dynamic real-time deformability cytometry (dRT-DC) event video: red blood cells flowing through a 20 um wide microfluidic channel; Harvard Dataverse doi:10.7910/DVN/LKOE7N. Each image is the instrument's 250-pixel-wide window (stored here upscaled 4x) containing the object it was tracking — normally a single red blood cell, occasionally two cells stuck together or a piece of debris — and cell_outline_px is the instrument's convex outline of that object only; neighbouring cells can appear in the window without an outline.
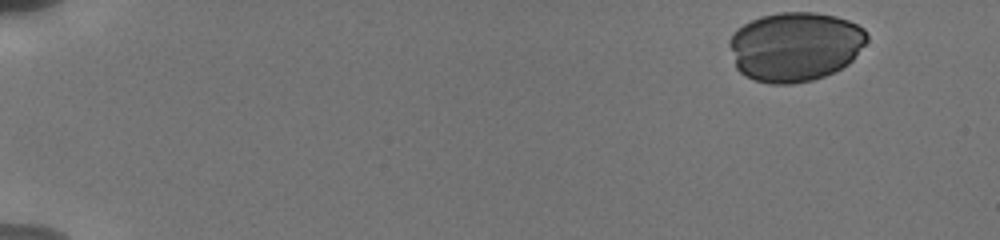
{"species": "human", "species_latin": "Homo sapiens", "temperature_condition": "cold", "stored_images_in_passage": 59, "camera_frame_rate_fps": 3000, "um_per_image_px": 0.085, "donor": {"sex": "male"}, "frame": {"image": 1, "passage_image": 1, "time_ms": 0.0, "image_size_px": [1000, 240], "cell_outline_px": [[868, 40], [852, 60], [848, 64], [824, 76], [812, 80], [792, 84], [772, 84], [756, 80], [744, 76], [736, 68], [728, 44], [728, 40], [732, 32], [736, 28], [760, 16], [780, 12], [816, 12], [836, 16], [848, 20], [864, 28], [868, 36]], "centroid_in_image_um": [67.56, 3.95], "position_along_channel_um": 17.4, "area_um2": 55.95}}
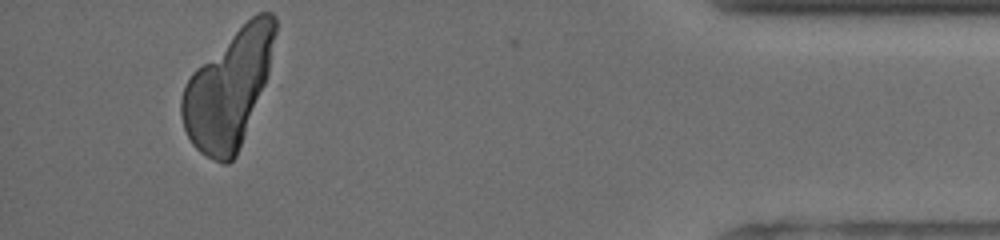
{"frame": {"image": 2, "passage_image": 58, "time_ms": 15.667, "image_size_px": [1000, 240], "cell_outline_px": [[276, 32], [268, 72], [264, 84], [236, 156], [228, 164], [224, 164], [200, 152], [192, 144], [184, 128], [180, 116], [180, 100], [184, 84], [192, 72], [196, 68], [256, 12], [272, 12], [276, 16]], "centroid_in_image_um": [19.41, 7.56], "position_along_channel_um": 415.8, "area_um2": 62.54}}